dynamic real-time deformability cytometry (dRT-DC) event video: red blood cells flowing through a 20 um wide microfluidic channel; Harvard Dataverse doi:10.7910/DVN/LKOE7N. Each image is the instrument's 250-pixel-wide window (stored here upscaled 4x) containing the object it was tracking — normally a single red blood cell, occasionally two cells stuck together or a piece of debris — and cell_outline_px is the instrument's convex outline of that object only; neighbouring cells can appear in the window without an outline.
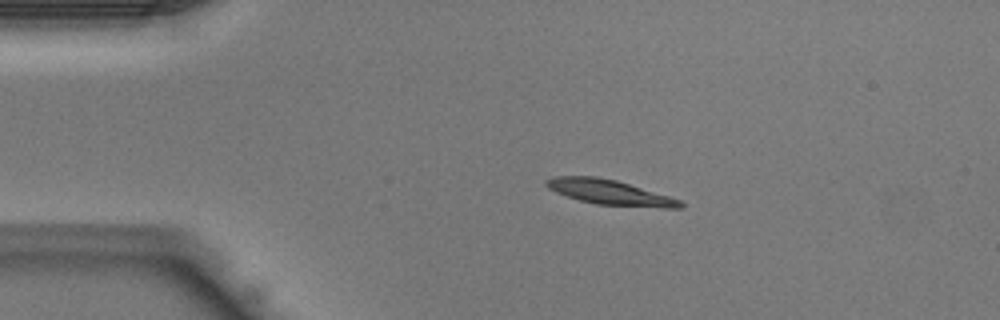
{"species": "Egyptian fruit bat (a non-hibernating species)", "species_latin": "Rousettus aegyptiacus", "temperature_condition": "warm", "stored_images_in_passage": 42, "camera_frame_rate_fps": 3000, "um_per_image_px": 0.085, "animal": {"sex": "male"}, "frame": {"image": 1, "passage_image": 8, "time_ms": 2.333, "image_size_px": [1000, 320], "cell_outline_px": [[684, 204], [680, 208], [664, 208], [596, 204], [580, 200], [556, 192], [548, 188], [544, 184], [544, 180], [556, 176], [596, 176], [616, 180], [668, 196], [680, 200]], "centroid_in_image_um": [51.8, 16.34], "position_along_channel_um": 33.2, "area_um2": 19.25}}
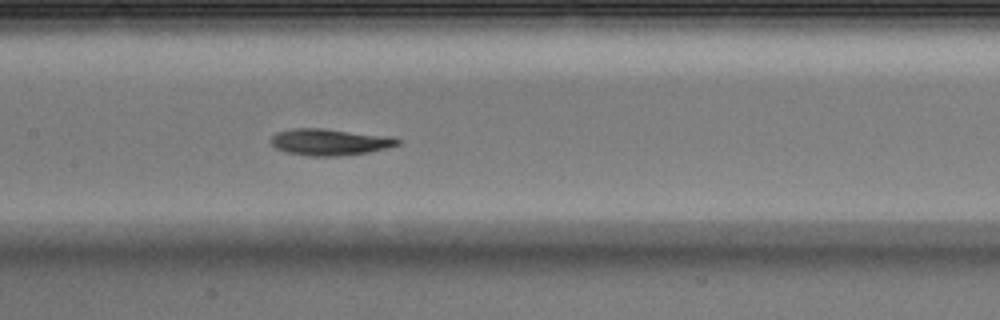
{"frame": {"image": 2, "passage_image": 20, "time_ms": 6.333, "image_size_px": [1000, 320], "cell_outline_px": [[400, 144], [368, 152], [340, 156], [308, 156], [288, 152], [276, 148], [268, 140], [276, 132], [292, 128], [324, 128], [392, 136], [400, 140]], "centroid_in_image_um": [28.0, 12.06], "position_along_channel_um": 179.4, "area_um2": 19.71}}
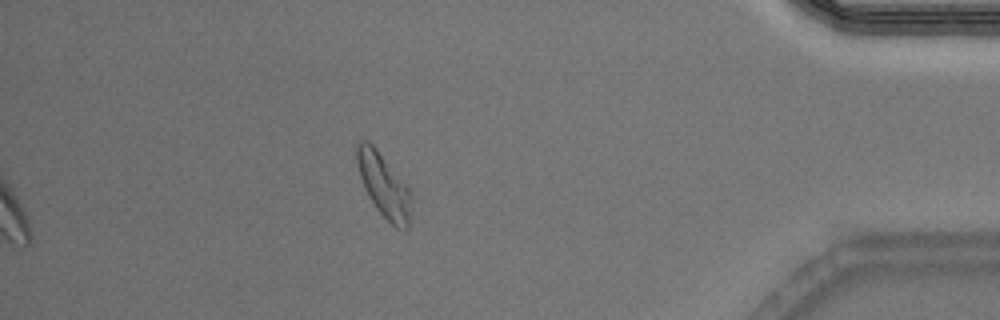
{"frame": {"image": 3, "passage_image": 37, "time_ms": 12.0, "image_size_px": [1000, 320], "cell_outline_px": [[412, 196], [408, 228], [396, 228], [376, 208], [368, 196], [364, 188], [356, 164], [356, 144], [360, 140], [368, 140], [376, 148], [412, 192]], "centroid_in_image_um": [32.6, 15.73], "position_along_channel_um": 402.6, "area_um2": 20.06}}